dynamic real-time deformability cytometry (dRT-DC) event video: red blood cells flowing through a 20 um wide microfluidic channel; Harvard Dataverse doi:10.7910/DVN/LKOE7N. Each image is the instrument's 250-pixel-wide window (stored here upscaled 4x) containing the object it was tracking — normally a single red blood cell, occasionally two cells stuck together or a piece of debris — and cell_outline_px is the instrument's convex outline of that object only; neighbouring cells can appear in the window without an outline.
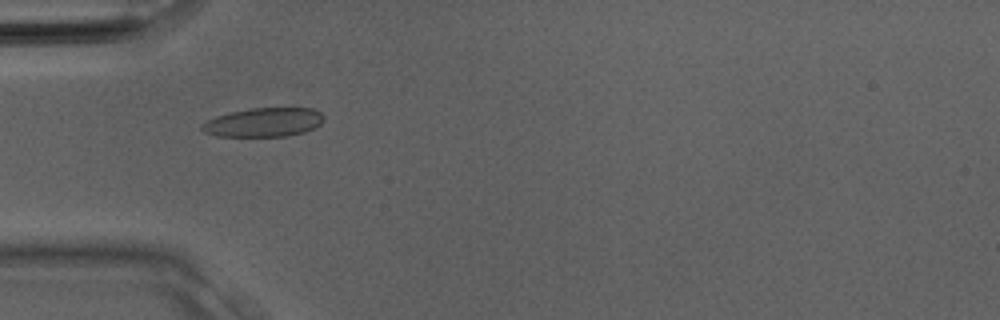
{"species": "Egyptian fruit bat (a non-hibernating species)", "species_latin": "Rousettus aegyptiacus", "temperature_condition": "room temperature", "stored_images_in_passage": 1, "camera_frame_rate_fps": 3000, "um_per_image_px": 0.085, "animal": {"sex": "male"}, "frame": {"image": 1, "passage_image": 1, "time_ms": 0.0, "image_size_px": [1000, 320], "cell_outline_px": [[324, 120], [316, 128], [304, 132], [288, 136], [216, 136], [204, 132], [200, 128], [200, 124], [216, 116], [232, 112], [252, 108], [312, 108], [320, 112], [324, 116]], "centroid_in_image_um": [22.43, 10.4], "position_along_channel_um": 62.6, "area_um2": 20.63}}